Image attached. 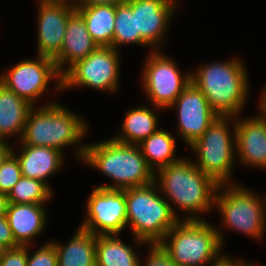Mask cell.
<instances>
[{"label": "cell", "instance_id": "6da1fadb", "mask_svg": "<svg viewBox=\"0 0 266 266\" xmlns=\"http://www.w3.org/2000/svg\"><path fill=\"white\" fill-rule=\"evenodd\" d=\"M154 180L168 202L170 200L176 208L187 212L183 220H206L199 214H207L214 208L219 185L200 170L192 159L182 157L178 162L160 168L155 172Z\"/></svg>", "mask_w": 266, "mask_h": 266}, {"label": "cell", "instance_id": "7a4b0ae2", "mask_svg": "<svg viewBox=\"0 0 266 266\" xmlns=\"http://www.w3.org/2000/svg\"><path fill=\"white\" fill-rule=\"evenodd\" d=\"M86 123L80 115L71 112L59 102L53 101L38 108L32 106L19 143L52 147L61 152L64 147L77 146L74 150L75 156L82 161L86 144H82L81 141L87 135Z\"/></svg>", "mask_w": 266, "mask_h": 266}, {"label": "cell", "instance_id": "3957f363", "mask_svg": "<svg viewBox=\"0 0 266 266\" xmlns=\"http://www.w3.org/2000/svg\"><path fill=\"white\" fill-rule=\"evenodd\" d=\"M82 162L114 181L111 185H99L101 188L125 190L147 186L155 181V173L138 145L125 144L113 138L87 143Z\"/></svg>", "mask_w": 266, "mask_h": 266}, {"label": "cell", "instance_id": "277c9868", "mask_svg": "<svg viewBox=\"0 0 266 266\" xmlns=\"http://www.w3.org/2000/svg\"><path fill=\"white\" fill-rule=\"evenodd\" d=\"M191 82L205 95L218 116H240L249 92V78L239 58L215 61L191 72Z\"/></svg>", "mask_w": 266, "mask_h": 266}, {"label": "cell", "instance_id": "5b68a950", "mask_svg": "<svg viewBox=\"0 0 266 266\" xmlns=\"http://www.w3.org/2000/svg\"><path fill=\"white\" fill-rule=\"evenodd\" d=\"M223 238L207 220H179L159 245L178 266H216L227 257Z\"/></svg>", "mask_w": 266, "mask_h": 266}, {"label": "cell", "instance_id": "8992f818", "mask_svg": "<svg viewBox=\"0 0 266 266\" xmlns=\"http://www.w3.org/2000/svg\"><path fill=\"white\" fill-rule=\"evenodd\" d=\"M127 227L136 245L159 244L166 233L184 218L178 216L153 182L147 186L125 189Z\"/></svg>", "mask_w": 266, "mask_h": 266}, {"label": "cell", "instance_id": "52a82bcc", "mask_svg": "<svg viewBox=\"0 0 266 266\" xmlns=\"http://www.w3.org/2000/svg\"><path fill=\"white\" fill-rule=\"evenodd\" d=\"M233 127L229 125L231 120ZM230 126V127H229ZM232 128V129H230ZM197 157L193 163L218 185L232 184L236 159L235 116H218L208 129L189 146ZM229 182V183H228Z\"/></svg>", "mask_w": 266, "mask_h": 266}, {"label": "cell", "instance_id": "ba28073f", "mask_svg": "<svg viewBox=\"0 0 266 266\" xmlns=\"http://www.w3.org/2000/svg\"><path fill=\"white\" fill-rule=\"evenodd\" d=\"M243 185L220 184L214 207L221 214L222 226L254 239H263L266 227V198Z\"/></svg>", "mask_w": 266, "mask_h": 266}, {"label": "cell", "instance_id": "9c48e42d", "mask_svg": "<svg viewBox=\"0 0 266 266\" xmlns=\"http://www.w3.org/2000/svg\"><path fill=\"white\" fill-rule=\"evenodd\" d=\"M120 58L112 46H98L62 75L61 89L85 86L114 93L120 80Z\"/></svg>", "mask_w": 266, "mask_h": 266}, {"label": "cell", "instance_id": "30bf717a", "mask_svg": "<svg viewBox=\"0 0 266 266\" xmlns=\"http://www.w3.org/2000/svg\"><path fill=\"white\" fill-rule=\"evenodd\" d=\"M163 53L153 49L141 72L142 89L158 111L168 109L191 82V73L181 74L175 61Z\"/></svg>", "mask_w": 266, "mask_h": 266}, {"label": "cell", "instance_id": "8fae6325", "mask_svg": "<svg viewBox=\"0 0 266 266\" xmlns=\"http://www.w3.org/2000/svg\"><path fill=\"white\" fill-rule=\"evenodd\" d=\"M61 79L54 60L40 55L18 62L0 75L1 84L32 106L37 105L35 101L43 96L51 81L56 82L55 90L61 91Z\"/></svg>", "mask_w": 266, "mask_h": 266}, {"label": "cell", "instance_id": "7c38bea8", "mask_svg": "<svg viewBox=\"0 0 266 266\" xmlns=\"http://www.w3.org/2000/svg\"><path fill=\"white\" fill-rule=\"evenodd\" d=\"M86 205L80 228L98 236L120 235L127 226L125 190L95 187Z\"/></svg>", "mask_w": 266, "mask_h": 266}, {"label": "cell", "instance_id": "4fadbf2b", "mask_svg": "<svg viewBox=\"0 0 266 266\" xmlns=\"http://www.w3.org/2000/svg\"><path fill=\"white\" fill-rule=\"evenodd\" d=\"M173 107L177 111V132L187 146L199 139L218 117L205 95L193 82L184 88L168 109Z\"/></svg>", "mask_w": 266, "mask_h": 266}, {"label": "cell", "instance_id": "5bb4252c", "mask_svg": "<svg viewBox=\"0 0 266 266\" xmlns=\"http://www.w3.org/2000/svg\"><path fill=\"white\" fill-rule=\"evenodd\" d=\"M38 3L37 55L54 59L61 51L75 5L69 0H38Z\"/></svg>", "mask_w": 266, "mask_h": 266}, {"label": "cell", "instance_id": "9a60e30c", "mask_svg": "<svg viewBox=\"0 0 266 266\" xmlns=\"http://www.w3.org/2000/svg\"><path fill=\"white\" fill-rule=\"evenodd\" d=\"M178 0H132L136 33L154 50H160ZM164 40V41H163ZM161 45V46H160ZM153 47V48H152Z\"/></svg>", "mask_w": 266, "mask_h": 266}, {"label": "cell", "instance_id": "2e32d148", "mask_svg": "<svg viewBox=\"0 0 266 266\" xmlns=\"http://www.w3.org/2000/svg\"><path fill=\"white\" fill-rule=\"evenodd\" d=\"M246 118L235 116L236 160L248 167L266 169V115Z\"/></svg>", "mask_w": 266, "mask_h": 266}, {"label": "cell", "instance_id": "e0dca14e", "mask_svg": "<svg viewBox=\"0 0 266 266\" xmlns=\"http://www.w3.org/2000/svg\"><path fill=\"white\" fill-rule=\"evenodd\" d=\"M97 47L87 30L83 16L75 10L68 19L61 51L53 59L57 72L62 76L71 66L86 58Z\"/></svg>", "mask_w": 266, "mask_h": 266}, {"label": "cell", "instance_id": "ac0fdd59", "mask_svg": "<svg viewBox=\"0 0 266 266\" xmlns=\"http://www.w3.org/2000/svg\"><path fill=\"white\" fill-rule=\"evenodd\" d=\"M21 145L20 153L13 148L12 154L19 161L22 176L41 180L52 188L47 180L63 166L64 152L47 146Z\"/></svg>", "mask_w": 266, "mask_h": 266}, {"label": "cell", "instance_id": "d6986e66", "mask_svg": "<svg viewBox=\"0 0 266 266\" xmlns=\"http://www.w3.org/2000/svg\"><path fill=\"white\" fill-rule=\"evenodd\" d=\"M6 217L19 246H30L42 234L47 222L45 204L9 203Z\"/></svg>", "mask_w": 266, "mask_h": 266}, {"label": "cell", "instance_id": "ffe728a7", "mask_svg": "<svg viewBox=\"0 0 266 266\" xmlns=\"http://www.w3.org/2000/svg\"><path fill=\"white\" fill-rule=\"evenodd\" d=\"M32 105L0 83V139L20 140Z\"/></svg>", "mask_w": 266, "mask_h": 266}, {"label": "cell", "instance_id": "44dd1931", "mask_svg": "<svg viewBox=\"0 0 266 266\" xmlns=\"http://www.w3.org/2000/svg\"><path fill=\"white\" fill-rule=\"evenodd\" d=\"M58 266H96V235L78 228L69 243L53 242Z\"/></svg>", "mask_w": 266, "mask_h": 266}, {"label": "cell", "instance_id": "7402d4cb", "mask_svg": "<svg viewBox=\"0 0 266 266\" xmlns=\"http://www.w3.org/2000/svg\"><path fill=\"white\" fill-rule=\"evenodd\" d=\"M156 112L150 109L149 106L128 109L121 124V131L112 138L125 144H140L159 129Z\"/></svg>", "mask_w": 266, "mask_h": 266}, {"label": "cell", "instance_id": "603a6c76", "mask_svg": "<svg viewBox=\"0 0 266 266\" xmlns=\"http://www.w3.org/2000/svg\"><path fill=\"white\" fill-rule=\"evenodd\" d=\"M83 16L93 41L98 46H112L116 5L75 6Z\"/></svg>", "mask_w": 266, "mask_h": 266}, {"label": "cell", "instance_id": "cb8c5ba5", "mask_svg": "<svg viewBox=\"0 0 266 266\" xmlns=\"http://www.w3.org/2000/svg\"><path fill=\"white\" fill-rule=\"evenodd\" d=\"M176 143L175 136L171 132L158 129L154 134H151L138 144V147L145 157L148 166L155 173L160 168L178 162L181 159V157L177 158L175 155L177 150Z\"/></svg>", "mask_w": 266, "mask_h": 266}, {"label": "cell", "instance_id": "d4e9b609", "mask_svg": "<svg viewBox=\"0 0 266 266\" xmlns=\"http://www.w3.org/2000/svg\"><path fill=\"white\" fill-rule=\"evenodd\" d=\"M140 258L119 235L96 236V266H139Z\"/></svg>", "mask_w": 266, "mask_h": 266}, {"label": "cell", "instance_id": "484cf974", "mask_svg": "<svg viewBox=\"0 0 266 266\" xmlns=\"http://www.w3.org/2000/svg\"><path fill=\"white\" fill-rule=\"evenodd\" d=\"M123 44L149 45L136 33V13L132 12V0L116 4L112 47L119 50Z\"/></svg>", "mask_w": 266, "mask_h": 266}, {"label": "cell", "instance_id": "4316f807", "mask_svg": "<svg viewBox=\"0 0 266 266\" xmlns=\"http://www.w3.org/2000/svg\"><path fill=\"white\" fill-rule=\"evenodd\" d=\"M52 192L53 189L43 181L22 176L7 197L9 203L46 204L51 200Z\"/></svg>", "mask_w": 266, "mask_h": 266}, {"label": "cell", "instance_id": "83f0119b", "mask_svg": "<svg viewBox=\"0 0 266 266\" xmlns=\"http://www.w3.org/2000/svg\"><path fill=\"white\" fill-rule=\"evenodd\" d=\"M22 177L19 161L11 154L0 167V193L7 194Z\"/></svg>", "mask_w": 266, "mask_h": 266}, {"label": "cell", "instance_id": "f1b7e54d", "mask_svg": "<svg viewBox=\"0 0 266 266\" xmlns=\"http://www.w3.org/2000/svg\"><path fill=\"white\" fill-rule=\"evenodd\" d=\"M29 254L27 266H58L56 249L52 241L43 244L37 251Z\"/></svg>", "mask_w": 266, "mask_h": 266}, {"label": "cell", "instance_id": "f546056e", "mask_svg": "<svg viewBox=\"0 0 266 266\" xmlns=\"http://www.w3.org/2000/svg\"><path fill=\"white\" fill-rule=\"evenodd\" d=\"M29 246L9 248L0 260V266H27Z\"/></svg>", "mask_w": 266, "mask_h": 266}, {"label": "cell", "instance_id": "4dcf8cb0", "mask_svg": "<svg viewBox=\"0 0 266 266\" xmlns=\"http://www.w3.org/2000/svg\"><path fill=\"white\" fill-rule=\"evenodd\" d=\"M149 253L145 266H178L174 263L159 244L148 245ZM139 266H143L141 261Z\"/></svg>", "mask_w": 266, "mask_h": 266}, {"label": "cell", "instance_id": "1f68e13d", "mask_svg": "<svg viewBox=\"0 0 266 266\" xmlns=\"http://www.w3.org/2000/svg\"><path fill=\"white\" fill-rule=\"evenodd\" d=\"M0 242L8 248L19 247L13 237L12 230L6 216H0Z\"/></svg>", "mask_w": 266, "mask_h": 266}, {"label": "cell", "instance_id": "d6a6232c", "mask_svg": "<svg viewBox=\"0 0 266 266\" xmlns=\"http://www.w3.org/2000/svg\"><path fill=\"white\" fill-rule=\"evenodd\" d=\"M126 0H76L75 6L116 5Z\"/></svg>", "mask_w": 266, "mask_h": 266}, {"label": "cell", "instance_id": "836d02e7", "mask_svg": "<svg viewBox=\"0 0 266 266\" xmlns=\"http://www.w3.org/2000/svg\"><path fill=\"white\" fill-rule=\"evenodd\" d=\"M13 147L6 140L0 139V167L3 162L12 154Z\"/></svg>", "mask_w": 266, "mask_h": 266}, {"label": "cell", "instance_id": "e575fe53", "mask_svg": "<svg viewBox=\"0 0 266 266\" xmlns=\"http://www.w3.org/2000/svg\"><path fill=\"white\" fill-rule=\"evenodd\" d=\"M248 262L242 259H235L232 260L230 257H226L219 265L216 266H245Z\"/></svg>", "mask_w": 266, "mask_h": 266}, {"label": "cell", "instance_id": "d590c367", "mask_svg": "<svg viewBox=\"0 0 266 266\" xmlns=\"http://www.w3.org/2000/svg\"><path fill=\"white\" fill-rule=\"evenodd\" d=\"M9 200L7 194L0 193V216H6Z\"/></svg>", "mask_w": 266, "mask_h": 266}, {"label": "cell", "instance_id": "8d00e7d4", "mask_svg": "<svg viewBox=\"0 0 266 266\" xmlns=\"http://www.w3.org/2000/svg\"><path fill=\"white\" fill-rule=\"evenodd\" d=\"M260 96L261 98H259L260 99V102H259L260 113L259 114L266 115V87L264 91L262 92V95Z\"/></svg>", "mask_w": 266, "mask_h": 266}, {"label": "cell", "instance_id": "74e56055", "mask_svg": "<svg viewBox=\"0 0 266 266\" xmlns=\"http://www.w3.org/2000/svg\"><path fill=\"white\" fill-rule=\"evenodd\" d=\"M8 249L9 248L6 245H4L2 242H0V260L3 258V256L5 255V253Z\"/></svg>", "mask_w": 266, "mask_h": 266}, {"label": "cell", "instance_id": "f35d334b", "mask_svg": "<svg viewBox=\"0 0 266 266\" xmlns=\"http://www.w3.org/2000/svg\"><path fill=\"white\" fill-rule=\"evenodd\" d=\"M256 264H251V263H247L245 266H255ZM256 266H260V265H256Z\"/></svg>", "mask_w": 266, "mask_h": 266}]
</instances>
